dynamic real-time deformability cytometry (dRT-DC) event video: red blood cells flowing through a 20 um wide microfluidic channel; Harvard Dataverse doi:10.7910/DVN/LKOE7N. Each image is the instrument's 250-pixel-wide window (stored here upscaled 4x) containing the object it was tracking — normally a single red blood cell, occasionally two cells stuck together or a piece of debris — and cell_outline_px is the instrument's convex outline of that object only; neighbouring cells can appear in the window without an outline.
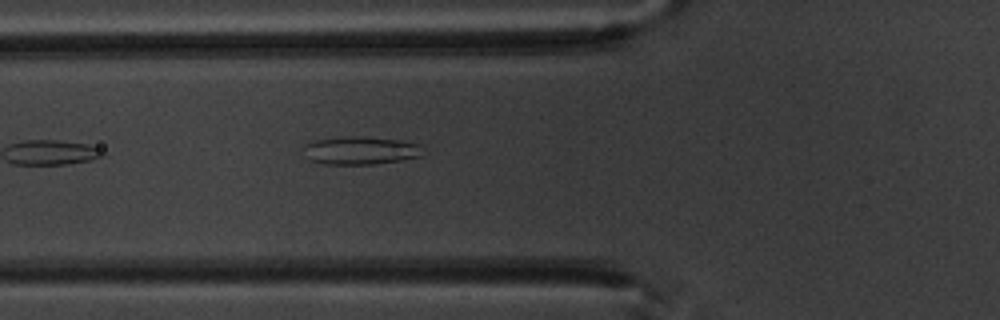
{"species": "common noctule bat (a hibernating species)", "species_latin": "Nyctalus noctula", "temperature_condition": "warm", "stored_images_in_passage": 5, "camera_frame_rate_fps": 3000, "um_per_image_px": 0.085, "animal": {"sex": "male", "body_mass_g": 20.1, "forearm_length_mm": 53.5}, "frame": {"image": 1, "passage_image": 5, "time_ms": 5.333, "image_size_px": [1000, 320], "cell_outline_px": [[420, 156], [404, 160], [372, 164], [324, 164], [312, 160], [304, 144], [312, 140], [348, 136], [364, 136], [400, 140], [420, 144]], "centroid_in_image_um": [30.68, 12.78], "position_along_channel_um": 95.1, "area_um2": 19.19}}